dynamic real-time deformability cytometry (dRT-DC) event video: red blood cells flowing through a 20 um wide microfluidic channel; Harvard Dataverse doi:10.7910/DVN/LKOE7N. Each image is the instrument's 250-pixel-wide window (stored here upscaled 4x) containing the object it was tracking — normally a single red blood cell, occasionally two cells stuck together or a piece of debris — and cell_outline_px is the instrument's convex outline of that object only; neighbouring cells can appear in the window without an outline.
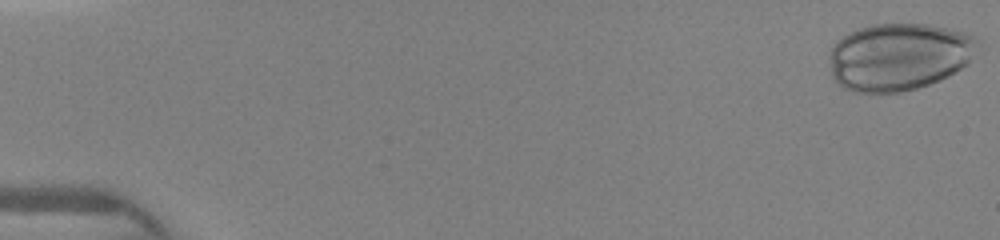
{"species": "human", "species_latin": "Homo sapiens", "temperature_condition": "warm", "stored_images_in_passage": 29, "camera_frame_rate_fps": 3000, "um_per_image_px": 0.085, "donor": {"sex": "female"}, "frame": {"image": 1, "passage_image": 1, "time_ms": 0.0, "image_size_px": [1000, 240], "cell_outline_px": [[980, 44], [968, 64], [948, 76], [940, 80], [916, 88], [900, 92], [852, 92], [844, 88], [832, 76], [828, 56], [832, 48], [844, 36], [860, 28], [876, 24], [928, 24], [948, 28], [964, 32], [980, 40]], "centroid_in_image_um": [76.43, 4.82], "position_along_channel_um": 8.6, "area_um2": 58.15}}
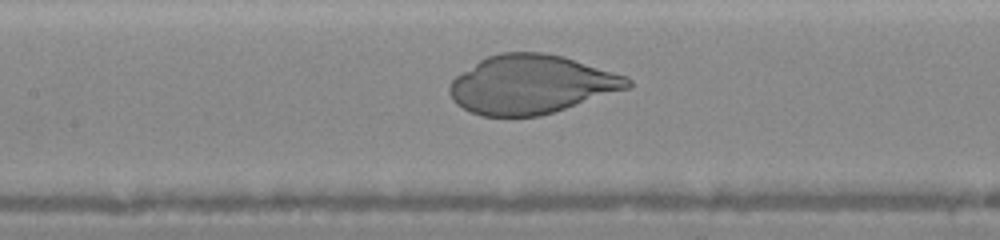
{"frame": {"image": 2, "passage_image": 21, "time_ms": 7.0, "image_size_px": [1000, 240], "cell_outline_px": [[632, 88], [540, 116], [480, 116], [456, 104], [452, 100], [448, 92], [448, 88], [452, 80], [456, 76], [480, 60], [488, 56], [500, 52], [540, 52], [564, 56], [628, 76], [632, 80]], "centroid_in_image_um": [45.19, 7.18], "position_along_channel_um": 162.2, "area_um2": 61.21}}
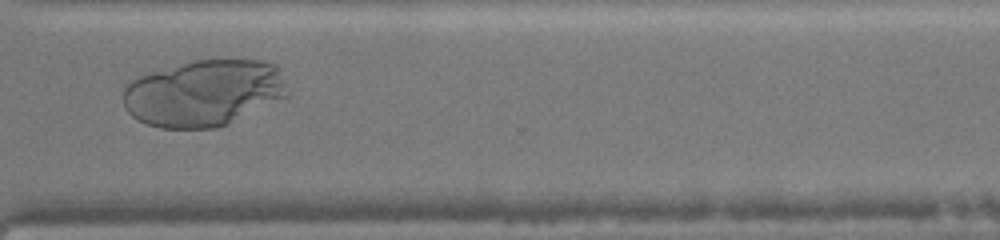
{"frame": {"image": 3, "passage_image": 28, "time_ms": 11.333, "image_size_px": [1000, 240], "cell_outline_px": [[284, 96], [220, 128], [160, 128], [136, 120], [124, 108], [124, 88], [132, 80], [140, 76], [152, 72], [192, 60], [264, 60], [276, 64], [280, 68], [284, 84]], "centroid_in_image_um": [17.28, 7.91], "position_along_channel_um": 353.3, "area_um2": 63.12}}